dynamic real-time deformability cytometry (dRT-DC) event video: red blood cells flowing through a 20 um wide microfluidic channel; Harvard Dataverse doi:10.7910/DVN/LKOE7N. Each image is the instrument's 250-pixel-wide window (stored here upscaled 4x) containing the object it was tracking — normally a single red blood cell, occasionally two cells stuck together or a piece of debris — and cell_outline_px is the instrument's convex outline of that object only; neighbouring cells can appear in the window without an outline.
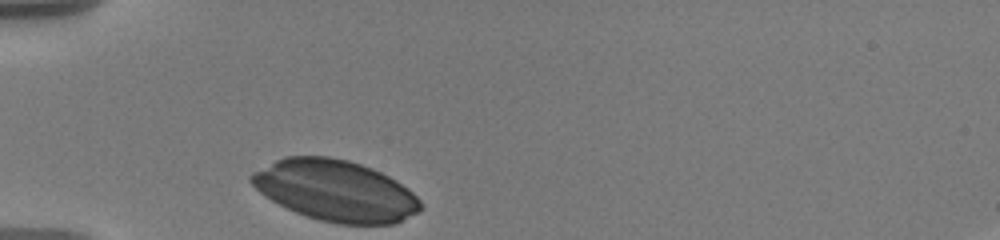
{"species": "human", "species_latin": "Homo sapiens", "temperature_condition": "warm", "stored_images_in_passage": 1, "camera_frame_rate_fps": 3000, "um_per_image_px": 0.085, "donor": {"sex": "male"}, "frame": {"image": 1, "passage_image": 1, "time_ms": 0.0, "image_size_px": [1000, 240], "cell_outline_px": [[424, 208], [420, 212], [396, 224], [336, 224], [320, 220], [296, 212], [272, 200], [260, 192], [248, 180], [248, 176], [252, 172], [284, 156], [328, 156], [348, 160], [372, 168], [396, 180], [408, 188], [420, 200]], "centroid_in_image_um": [28.54, 16.21], "position_along_channel_um": 56.5, "area_um2": 60.29}}